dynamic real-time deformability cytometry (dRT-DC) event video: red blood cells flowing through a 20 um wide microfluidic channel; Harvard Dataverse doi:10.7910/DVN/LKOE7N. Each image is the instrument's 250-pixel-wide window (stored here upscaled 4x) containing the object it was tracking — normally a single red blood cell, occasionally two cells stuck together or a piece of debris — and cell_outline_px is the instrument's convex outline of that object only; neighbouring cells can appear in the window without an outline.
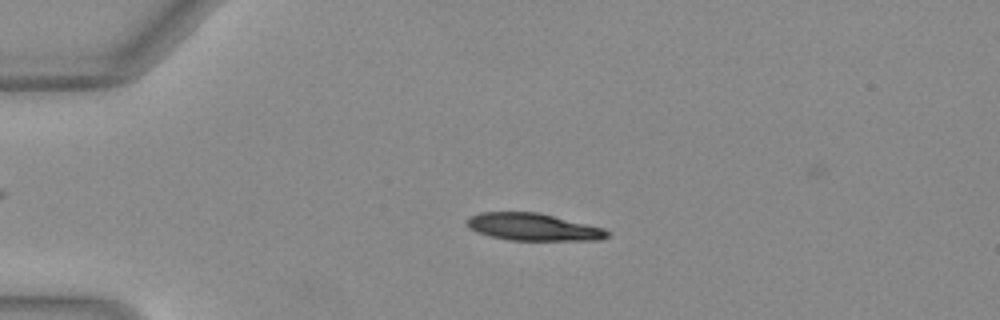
{"species": "Egyptian fruit bat (a non-hibernating species)", "species_latin": "Rousettus aegyptiacus", "temperature_condition": "warm", "stored_images_in_passage": 41, "camera_frame_rate_fps": 3000, "um_per_image_px": 0.085, "animal": {"sex": "female"}, "frame": {"image": 1, "passage_image": 3, "time_ms": 0.667, "image_size_px": [1000, 320], "cell_outline_px": [[608, 236], [600, 240], [508, 240], [488, 236], [476, 232], [468, 228], [464, 220], [468, 216], [480, 212], [540, 212], [604, 228], [608, 232]], "centroid_in_image_um": [45.24, 19.29], "position_along_channel_um": 39.8, "area_um2": 22.6}}
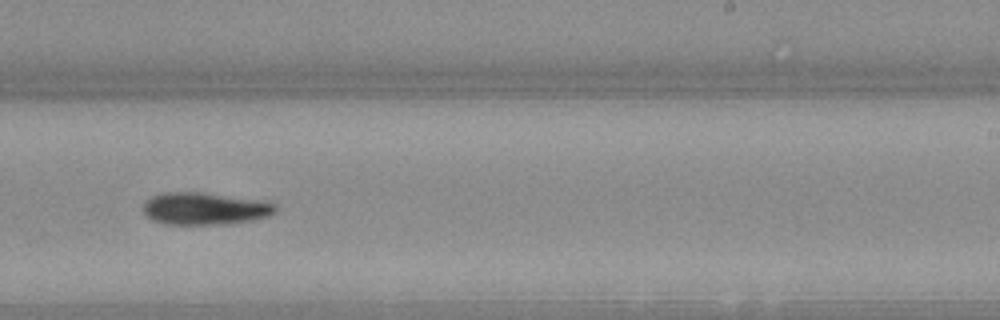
{"frame": {"image": 2, "passage_image": 23, "time_ms": 7.333, "image_size_px": [1000, 320], "cell_outline_px": [[276, 212], [268, 216], [252, 220], [220, 224], [164, 224], [152, 220], [144, 216], [144, 204], [152, 196], [164, 192], [204, 192], [268, 200], [276, 204]], "centroid_in_image_um": [17.44, 17.71], "position_along_channel_um": 271.6, "area_um2": 25.2}}
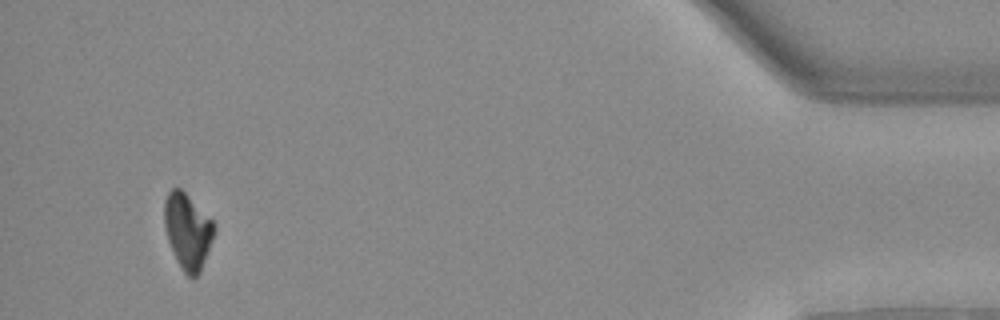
{"frame": {"image": 3, "passage_image": 39, "time_ms": 12.667, "image_size_px": [1000, 320], "cell_outline_px": [[216, 232], [200, 272], [192, 280], [180, 268], [176, 260], [168, 240], [164, 228], [164, 200], [168, 192], [172, 188], [180, 188], [216, 224]], "centroid_in_image_um": [15.95, 19.67], "position_along_channel_um": 419.3, "area_um2": 22.08}, "authors_computed_cell_mechanics": {"area_um2": 23.9292, "velocity_mm_per_s": 4.0645, "shape_relaxation_time_tau1_ms": 4.711, "shape_relaxation_time_tau2_ms": null, "deformation_change_tau1": 0.1505, "deformation_change_tau2": null}}